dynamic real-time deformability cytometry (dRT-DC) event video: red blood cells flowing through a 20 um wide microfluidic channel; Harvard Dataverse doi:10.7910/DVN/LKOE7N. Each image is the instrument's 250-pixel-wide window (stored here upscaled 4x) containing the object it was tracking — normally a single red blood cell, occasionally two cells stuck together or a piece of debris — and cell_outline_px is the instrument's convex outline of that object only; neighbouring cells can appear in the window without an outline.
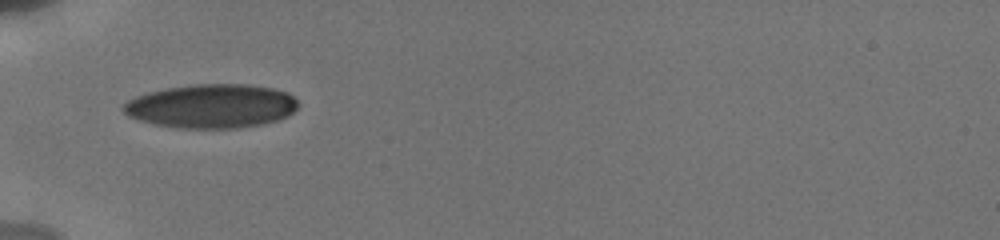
{"species": "human", "species_latin": "Homo sapiens", "temperature_condition": "cold", "stored_images_in_passage": 44, "camera_frame_rate_fps": 3000, "um_per_image_px": 0.085, "donor": {"sex": "male"}, "frame": {"image": 1, "passage_image": 1, "time_ms": 0.0, "image_size_px": [1000, 240], "cell_outline_px": [[300, 104], [288, 116], [280, 120], [264, 124], [236, 128], [176, 128], [156, 124], [140, 120], [128, 116], [120, 108], [128, 100], [136, 96], [148, 92], [168, 88], [196, 84], [248, 84], [272, 88], [288, 92]], "centroid_in_image_um": [18.0, 9.02], "position_along_channel_um": 67.0, "area_um2": 44.85}}
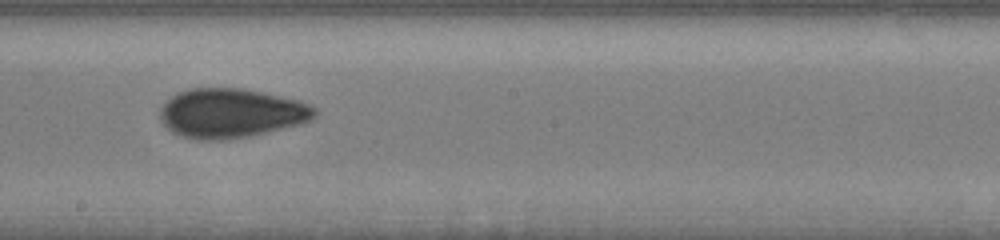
{"frame": {"image": 2, "passage_image": 16, "time_ms": 4.333, "image_size_px": [1000, 240], "cell_outline_px": [[316, 116], [312, 120], [304, 124], [252, 136], [224, 140], [196, 140], [172, 132], [160, 120], [160, 108], [176, 92], [192, 88], [240, 88], [300, 100], [316, 108]], "centroid_in_image_um": [19.68, 9.63], "position_along_channel_um": 228.5, "area_um2": 44.8}}
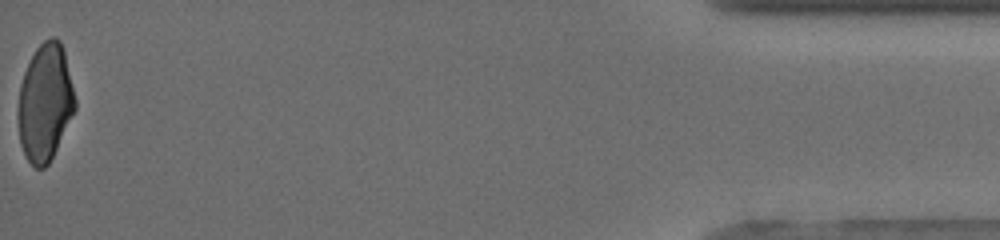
{"frame": {"image": 3, "passage_image": 44, "time_ms": 11.667, "image_size_px": [1000, 240], "cell_outline_px": [[76, 108], [48, 164], [44, 168], [36, 168], [24, 156], [20, 144], [16, 116], [16, 112], [20, 84], [24, 72], [36, 48], [44, 40], [52, 36], [60, 40], [64, 52], [76, 100]], "centroid_in_image_um": [3.8, 8.72], "position_along_channel_um": 431.4, "area_um2": 39.02}, "authors_computed_cell_mechanics": {"area_um2": 42.6275, "velocity_mm_per_s": 3.8559, "shape_relaxation_time_tau1_ms": 5.6258, "shape_relaxation_time_tau2_ms": 1.1819, "deformation_change_tau1": 0.1704, "deformation_change_tau2": 0.0607}}